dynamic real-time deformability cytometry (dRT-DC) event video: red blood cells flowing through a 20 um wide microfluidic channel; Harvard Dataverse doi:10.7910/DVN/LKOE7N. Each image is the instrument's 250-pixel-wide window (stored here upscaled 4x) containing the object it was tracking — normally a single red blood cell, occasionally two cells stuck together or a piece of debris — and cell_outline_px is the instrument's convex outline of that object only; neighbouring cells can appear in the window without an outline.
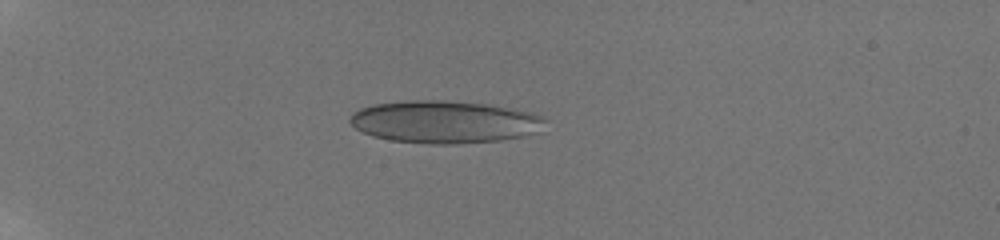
{"species": "human", "species_latin": "Homo sapiens", "temperature_condition": "room temperature", "stored_images_in_passage": 40, "camera_frame_rate_fps": 3000, "um_per_image_px": 0.085, "donor": {"sex": "male"}, "frame": {"image": 1, "passage_image": 1, "time_ms": 0.0, "image_size_px": [1000, 240], "cell_outline_px": [[548, 120], [536, 132], [524, 136], [500, 140], [460, 144], [428, 144], [392, 140], [372, 136], [356, 128], [348, 120], [352, 112], [360, 108], [376, 104], [412, 100], [440, 100], [488, 104], [532, 112]], "centroid_in_image_um": [37.78, 10.36], "position_along_channel_um": 47.2, "area_um2": 48.26}}
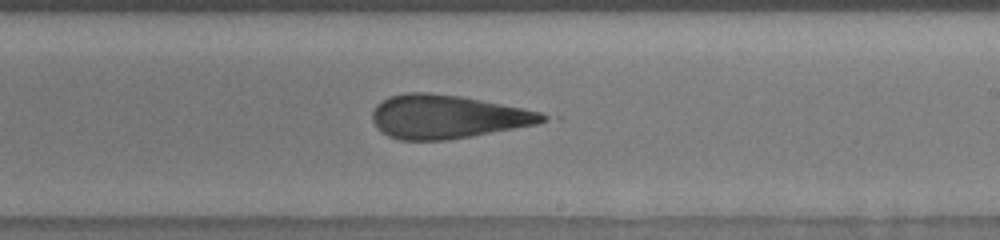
{"frame": {"image": 2, "passage_image": 21, "time_ms": 6.667, "image_size_px": [1000, 240], "cell_outline_px": [[548, 120], [536, 124], [472, 136], [448, 140], [400, 140], [388, 136], [372, 120], [372, 112], [376, 104], [388, 96], [404, 92], [428, 92], [460, 96], [540, 112], [548, 116]], "centroid_in_image_um": [37.97, 9.92], "position_along_channel_um": 251.0, "area_um2": 42.89}}
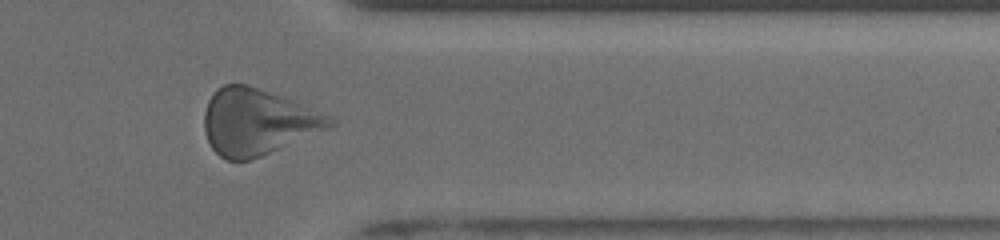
{"frame": {"image": 3, "passage_image": 32, "time_ms": 10.333, "image_size_px": [1000, 240], "cell_outline_px": [[336, 124], [328, 128], [260, 156], [248, 160], [224, 160], [212, 148], [204, 132], [204, 112], [208, 100], [216, 88], [224, 84], [248, 84], [292, 100], [328, 116], [336, 120]], "centroid_in_image_um": [21.83, 10.35], "position_along_channel_um": 389.6, "area_um2": 47.74}, "authors_computed_cell_mechanics": {"area_um2": 43.9858, "velocity_mm_per_s": 3.8541, "shape_relaxation_time_tau1_ms": null, "shape_relaxation_time_tau2_ms": 1.6903, "deformation_change_tau1": null, "deformation_change_tau2": 0.0933}}